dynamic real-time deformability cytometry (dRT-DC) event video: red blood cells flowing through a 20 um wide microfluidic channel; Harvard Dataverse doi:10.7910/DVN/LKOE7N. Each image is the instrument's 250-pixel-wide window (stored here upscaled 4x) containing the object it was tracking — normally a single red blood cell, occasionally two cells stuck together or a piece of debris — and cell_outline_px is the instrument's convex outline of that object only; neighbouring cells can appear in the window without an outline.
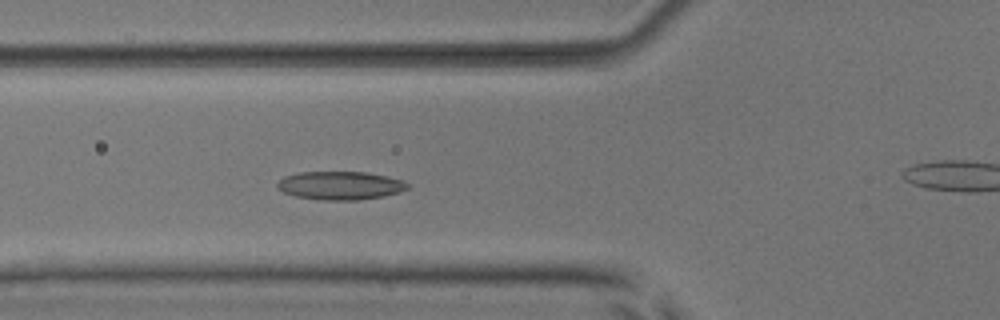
{"species": "common noctule bat (a hibernating species)", "species_latin": "Nyctalus noctula", "temperature_condition": "room temperature", "stored_images_in_passage": 52, "camera_frame_rate_fps": 3000, "um_per_image_px": 0.085, "animal": {"sex": "male", "body_mass_g": 17.9, "forearm_length_mm": 54.2}, "frame": {"image": 1, "passage_image": 18, "time_ms": 5.667, "image_size_px": [1000, 320], "cell_outline_px": [[408, 188], [400, 192], [384, 196], [360, 200], [324, 200], [296, 196], [284, 192], [276, 188], [276, 184], [284, 176], [300, 172], [364, 172], [388, 176], [400, 180], [408, 184]], "centroid_in_image_um": [28.91, 15.77], "position_along_channel_um": 96.9, "area_um2": 21.44}}
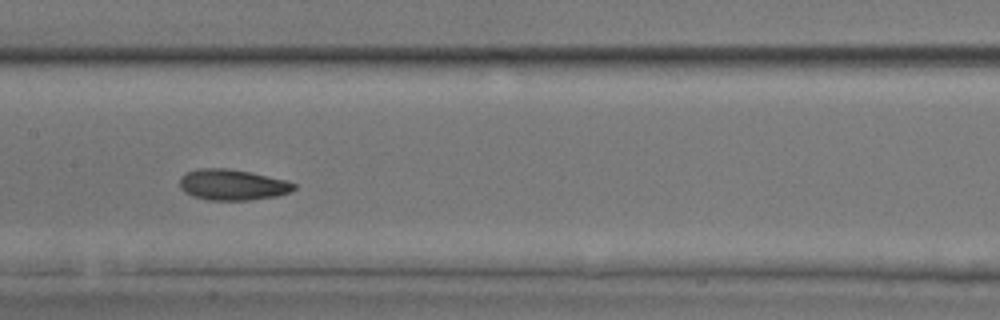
{"frame": {"image": 2, "passage_image": 25, "time_ms": 8.0, "image_size_px": [1000, 320], "cell_outline_px": [[296, 188], [292, 192], [276, 196], [248, 200], [208, 200], [192, 196], [184, 192], [180, 188], [180, 176], [184, 172], [200, 168], [228, 168], [252, 172], [284, 180], [296, 184]], "centroid_in_image_um": [19.73, 15.7], "position_along_channel_um": 187.7, "area_um2": 20.75}}
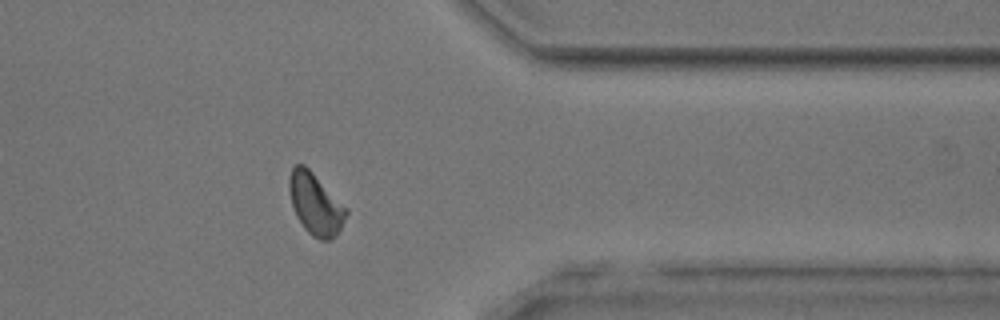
{"frame": {"image": 3, "passage_image": 41, "time_ms": 13.333, "image_size_px": [1000, 320], "cell_outline_px": [[348, 212], [340, 228], [332, 240], [320, 240], [312, 236], [304, 228], [296, 216], [292, 204], [288, 188], [288, 180], [292, 168], [296, 164], [304, 164], [348, 208]], "centroid_in_image_um": [26.81, 17.34], "position_along_channel_um": 384.6, "area_um2": 20.35}, "authors_computed_cell_mechanics": {"area_um2": 20.3456, "velocity_mm_per_s": 3.8968, "shape_relaxation_time_tau1_ms": 3.7064, "shape_relaxation_time_tau2_ms": 3.0503, "deformation_change_tau1": 0.1116, "deformation_change_tau2": 0.0854}}